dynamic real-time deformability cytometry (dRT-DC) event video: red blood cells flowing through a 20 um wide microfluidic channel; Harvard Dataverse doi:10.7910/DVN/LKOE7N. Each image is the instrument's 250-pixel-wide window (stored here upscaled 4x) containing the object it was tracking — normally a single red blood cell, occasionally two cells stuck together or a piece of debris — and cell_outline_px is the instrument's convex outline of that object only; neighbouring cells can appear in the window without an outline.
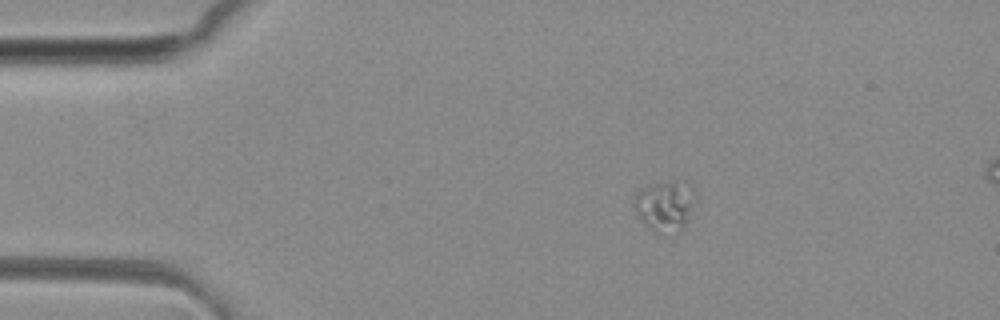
{"species": "common noctule bat (a hibernating species)", "species_latin": "Nyctalus noctula", "temperature_condition": "room temperature", "stored_images_in_passage": 43, "segment_of_instrument_passage": [1, 2], "camera_frame_rate_fps": 3000, "um_per_image_px": 0.085, "animal": {"sex": "female", "body_mass_g": 29.2, "forearm_length_mm": 56.3}, "frame": {"image": 1, "passage_image": 1, "time_ms": 0.0, "image_size_px": [1000, 320], "cell_outline_px": [[696, 196], [692, 208], [684, 228], [660, 232], [652, 232], [636, 212], [632, 204], [632, 200], [636, 192], [644, 188], [656, 184], [684, 180], [692, 188]], "centroid_in_image_um": [56.51, 17.46], "position_along_channel_um": 28.5, "area_um2": 17.63}}
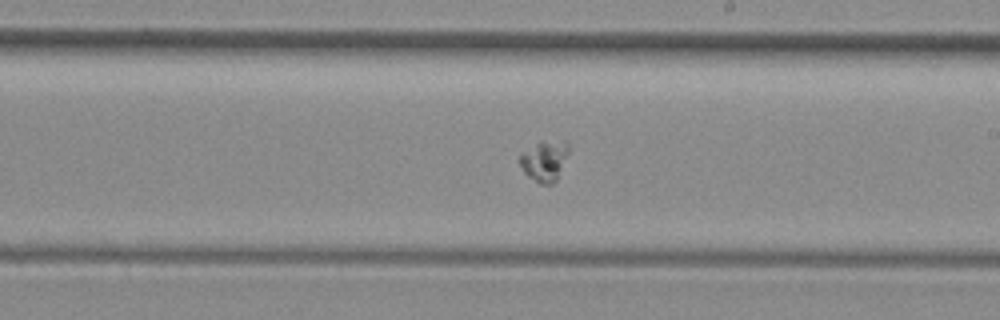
{"frame": {"image": 2, "passage_image": 21, "time_ms": 6.667, "image_size_px": [1000, 320], "cell_outline_px": [[568, 152], [556, 180], [552, 184], [540, 184], [528, 176], [524, 172], [520, 164], [520, 152], [540, 140], [564, 140], [568, 144]], "centroid_in_image_um": [46.26, 13.62], "position_along_channel_um": 242.7, "area_um2": 11.62}}
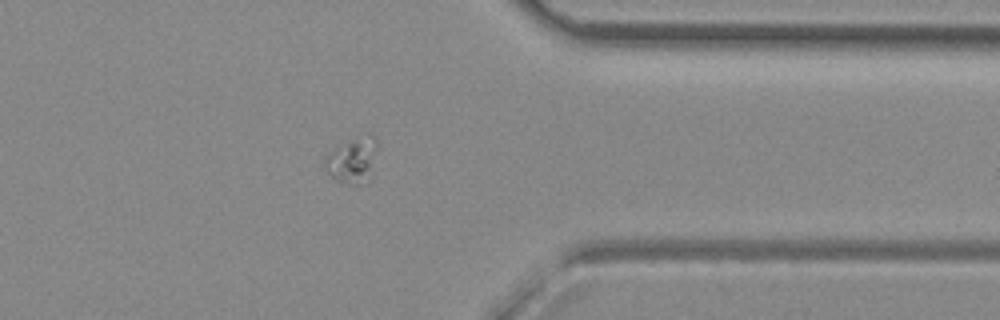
{"frame": {"image": 3, "passage_image": 32, "time_ms": 10.333, "image_size_px": [1000, 320], "cell_outline_px": [[376, 148], [372, 176], [368, 184], [348, 184], [336, 180], [328, 172], [324, 164], [324, 156], [368, 132], [376, 136]], "centroid_in_image_um": [30.02, 13.66], "position_along_channel_um": 381.4, "area_um2": 13.76}}